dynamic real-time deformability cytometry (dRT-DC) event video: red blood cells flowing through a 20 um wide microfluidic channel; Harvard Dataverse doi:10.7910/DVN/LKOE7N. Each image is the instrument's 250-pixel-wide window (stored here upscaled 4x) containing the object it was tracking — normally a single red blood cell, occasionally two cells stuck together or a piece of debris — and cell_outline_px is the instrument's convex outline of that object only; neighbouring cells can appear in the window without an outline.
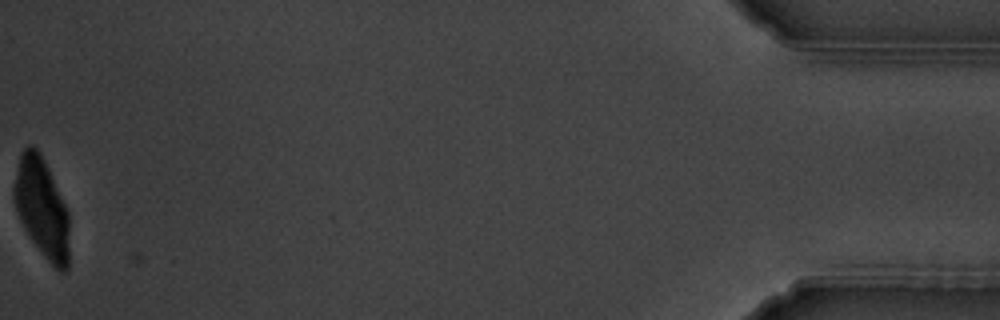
{"species": "common noctule bat (a hibernating species)", "species_latin": "Nyctalus noctula", "temperature_condition": "warm", "stored_images_in_passage": 12, "camera_frame_rate_fps": 3000, "um_per_image_px": 0.085, "animal": {"sex": "male", "body_mass_g": 19.5, "forearm_length_mm": 54.6}, "frame": {"image": 1, "passage_image": 12, "time_ms": 14.333, "image_size_px": [1000, 320], "cell_outline_px": [[68, 268], [64, 272], [60, 272], [44, 256], [28, 236], [16, 212], [12, 196], [12, 188], [20, 152], [28, 144], [32, 144], [40, 152], [48, 168], [68, 212]], "centroid_in_image_um": [3.51, 17.63], "position_along_channel_um": 431.7, "area_um2": 32.14}}